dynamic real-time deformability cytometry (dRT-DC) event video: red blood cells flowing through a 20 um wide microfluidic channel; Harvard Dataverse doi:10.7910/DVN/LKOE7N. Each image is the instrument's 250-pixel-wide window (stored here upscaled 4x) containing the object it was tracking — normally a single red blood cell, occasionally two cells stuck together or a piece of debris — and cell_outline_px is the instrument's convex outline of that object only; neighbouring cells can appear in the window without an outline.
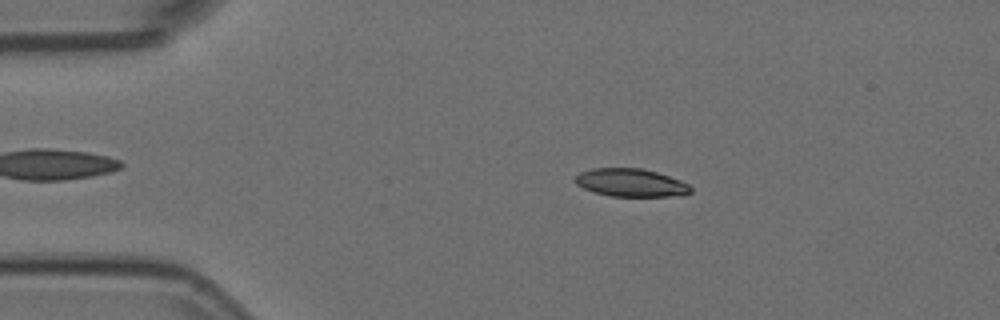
{"species": "Egyptian fruit bat (a non-hibernating species)", "species_latin": "Rousettus aegyptiacus", "temperature_condition": "room temperature", "stored_images_in_passage": 48, "camera_frame_rate_fps": 3000, "um_per_image_px": 0.085, "animal": {"sex": "female"}, "frame": {"image": 1, "passage_image": 4, "time_ms": 1.0, "image_size_px": [1000, 320], "cell_outline_px": [[692, 192], [684, 196], [612, 196], [596, 192], [584, 188], [576, 184], [572, 180], [580, 172], [592, 168], [640, 168], [656, 172], [680, 180], [688, 184], [692, 188]], "centroid_in_image_um": [53.64, 15.53], "position_along_channel_um": 31.4, "area_um2": 18.84}}
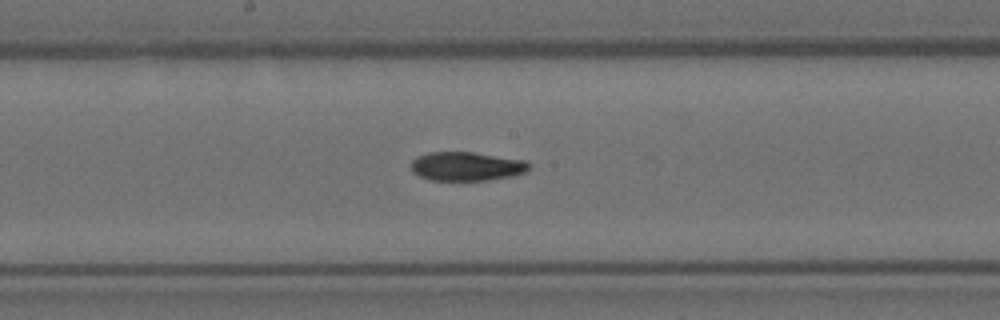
{"frame": {"image": 2, "passage_image": 22, "time_ms": 7.0, "image_size_px": [1000, 320], "cell_outline_px": [[532, 164], [524, 172], [516, 176], [488, 180], [428, 180], [412, 172], [412, 160], [416, 156], [428, 152], [472, 152], [528, 160]], "centroid_in_image_um": [39.69, 14.13], "position_along_channel_um": 208.5, "area_um2": 20.11}}
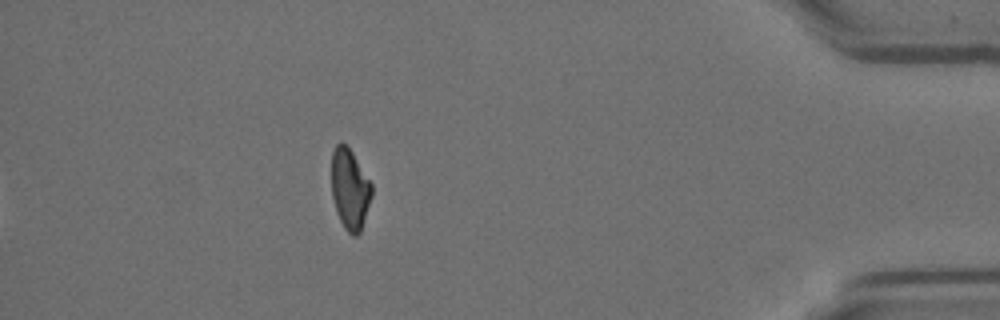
{"frame": {"image": 3, "passage_image": 42, "time_ms": 13.667, "image_size_px": [1000, 320], "cell_outline_px": [[372, 196], [360, 232], [356, 236], [352, 236], [344, 228], [336, 212], [332, 196], [332, 152], [336, 144], [344, 144], [352, 152], [372, 184]], "centroid_in_image_um": [29.74, 16.11], "position_along_channel_um": 405.5, "area_um2": 18.73}, "authors_computed_cell_mechanics": {"area_um2": 20.0566, "velocity_mm_per_s": 3.7149, "shape_relaxation_time_tau1_ms": null, "shape_relaxation_time_tau2_ms": 3.9325, "deformation_change_tau1": null, "deformation_change_tau2": 0.0892}}